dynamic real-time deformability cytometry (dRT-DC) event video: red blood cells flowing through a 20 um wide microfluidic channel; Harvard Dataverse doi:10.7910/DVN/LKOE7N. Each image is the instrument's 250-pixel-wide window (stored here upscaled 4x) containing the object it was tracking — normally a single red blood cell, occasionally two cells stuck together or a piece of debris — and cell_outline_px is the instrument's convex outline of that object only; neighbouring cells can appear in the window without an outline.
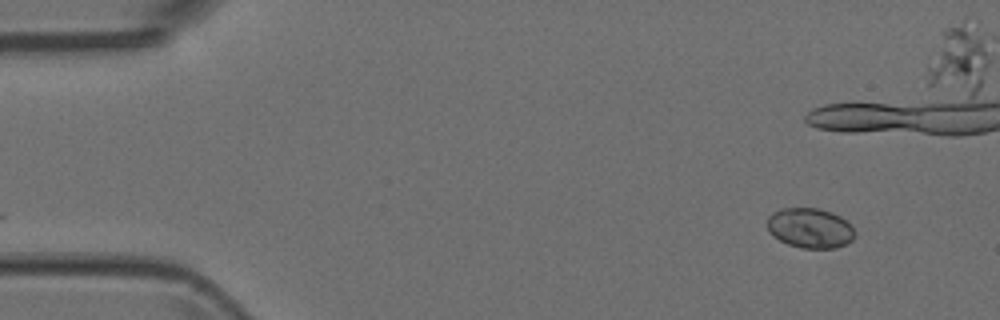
{"species": "Egyptian fruit bat (a non-hibernating species)", "species_latin": "Rousettus aegyptiacus", "temperature_condition": "room temperature", "stored_images_in_passage": 2, "camera_frame_rate_fps": 3000, "um_per_image_px": 0.085, "animal": {"sex": "female"}, "frame": {"image": 1, "passage_image": 2, "time_ms": 0.333, "image_size_px": [1000, 320], "cell_outline_px": [[852, 240], [836, 248], [800, 248], [788, 244], [772, 236], [768, 232], [768, 216], [772, 212], [780, 208], [820, 208], [832, 212], [840, 216], [852, 228]], "centroid_in_image_um": [68.79, 19.37], "position_along_channel_um": 16.2, "area_um2": 20.29}}